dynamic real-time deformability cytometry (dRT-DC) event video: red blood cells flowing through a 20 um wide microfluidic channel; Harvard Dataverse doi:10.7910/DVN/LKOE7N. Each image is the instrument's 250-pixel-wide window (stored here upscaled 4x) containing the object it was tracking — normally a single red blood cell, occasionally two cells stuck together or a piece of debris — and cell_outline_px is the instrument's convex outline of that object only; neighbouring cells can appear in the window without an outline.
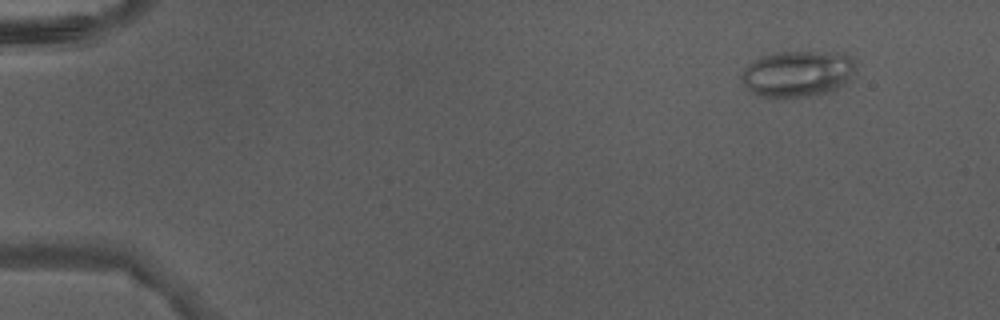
{"species": "Egyptian fruit bat (a non-hibernating species)", "species_latin": "Rousettus aegyptiacus", "temperature_condition": "warm", "stored_images_in_passage": 43, "camera_frame_rate_fps": 3000, "um_per_image_px": 0.085, "animal": {"sex": "male"}, "frame": {"image": 1, "passage_image": 1, "time_ms": 0.0, "image_size_px": [1000, 320], "cell_outline_px": [[856, 68], [848, 80], [844, 84], [828, 92], [804, 96], [772, 100], [760, 96], [744, 88], [740, 80], [740, 76], [744, 68], [752, 60], [776, 52], [844, 52], [852, 56]], "centroid_in_image_um": [67.75, 6.28], "position_along_channel_um": 17.3, "area_um2": 31.39}}
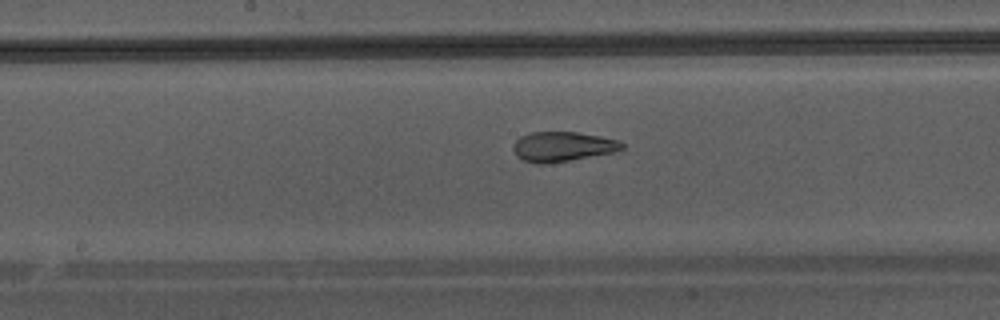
{"frame": {"image": 2, "passage_image": 22, "time_ms": 7.0, "image_size_px": [1000, 320], "cell_outline_px": [[624, 148], [612, 152], [568, 160], [544, 164], [536, 164], [524, 160], [516, 156], [512, 148], [512, 144], [520, 136], [532, 132], [576, 132], [600, 136], [616, 140], [624, 144]], "centroid_in_image_um": [47.75, 12.45], "position_along_channel_um": 200.4, "area_um2": 18.67}}
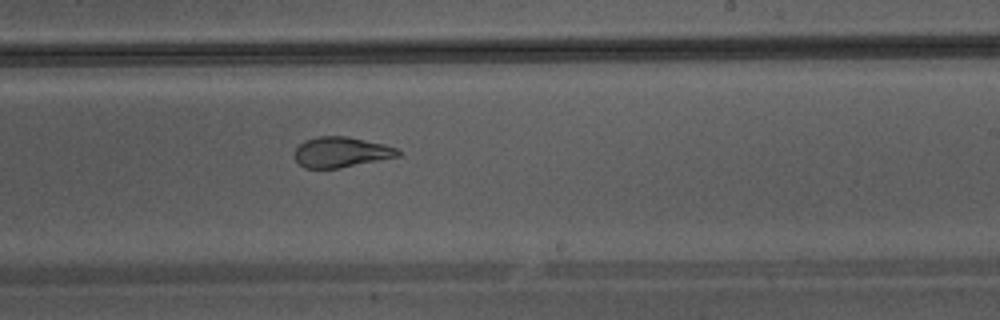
{"frame": {"image": 3, "passage_image": 26, "time_ms": 8.333, "image_size_px": [1000, 320], "cell_outline_px": [[400, 156], [340, 168], [304, 168], [296, 160], [296, 148], [304, 140], [316, 136], [348, 136], [384, 144], [396, 148], [400, 152]], "centroid_in_image_um": [29.0, 12.92], "position_along_channel_um": 260.0, "area_um2": 18.26}}